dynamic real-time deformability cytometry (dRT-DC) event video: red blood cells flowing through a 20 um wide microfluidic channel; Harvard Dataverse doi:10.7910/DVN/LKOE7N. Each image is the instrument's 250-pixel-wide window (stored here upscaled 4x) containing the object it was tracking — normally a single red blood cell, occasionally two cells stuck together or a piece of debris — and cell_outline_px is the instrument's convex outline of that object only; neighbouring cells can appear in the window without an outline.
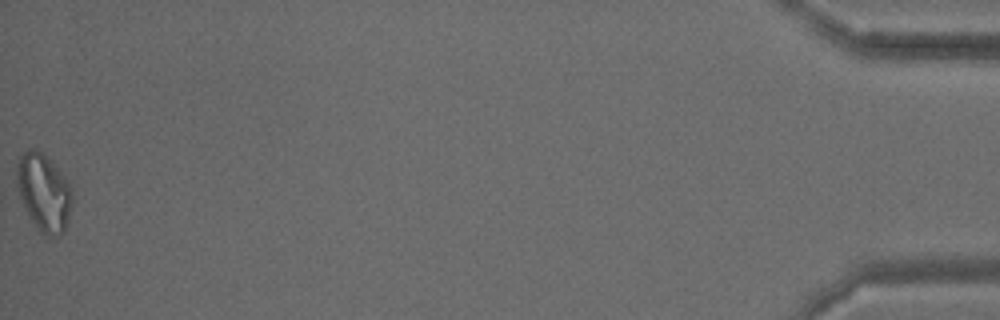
{"species": "common noctule bat (a hibernating species)", "species_latin": "Nyctalus noctula", "temperature_condition": "warm", "stored_images_in_passage": 42, "camera_frame_rate_fps": 3000, "um_per_image_px": 0.085, "animal": {"sex": "male", "body_mass_g": 15.6}, "frame": {"image": 1, "passage_image": 42, "time_ms": 13.667, "image_size_px": [1000, 320], "cell_outline_px": [[72, 200], [64, 232], [60, 236], [44, 236], [36, 228], [28, 216], [16, 196], [16, 164], [20, 156], [28, 148], [36, 148], [64, 176], [72, 192]], "centroid_in_image_um": [3.65, 16.39], "position_along_channel_um": 431.5, "area_um2": 25.26}, "authors_computed_cell_mechanics": {"area_um2": 16.4152, "velocity_mm_per_s": 3.4506, "shape_relaxation_time_tau1_ms": null, "shape_relaxation_time_tau2_ms": 8.9688, "deformation_change_tau1": null, "deformation_change_tau2": 0.2058}}